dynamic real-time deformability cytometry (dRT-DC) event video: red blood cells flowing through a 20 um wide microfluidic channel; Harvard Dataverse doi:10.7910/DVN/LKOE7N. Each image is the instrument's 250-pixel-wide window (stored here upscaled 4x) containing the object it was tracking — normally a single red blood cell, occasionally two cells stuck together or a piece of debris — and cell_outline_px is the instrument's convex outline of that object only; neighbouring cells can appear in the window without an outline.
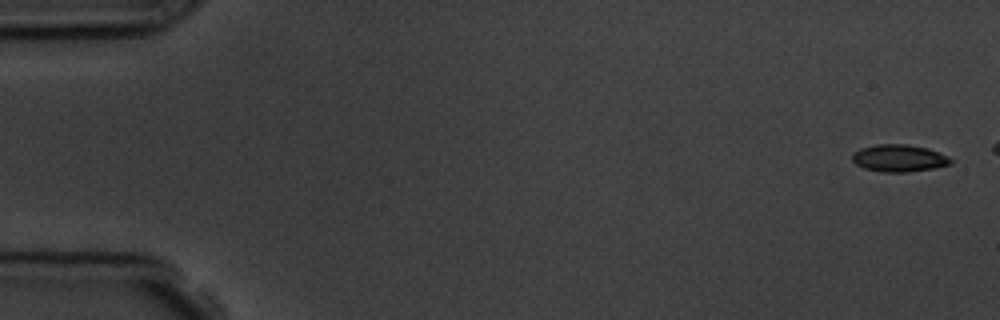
{"species": "common noctule bat (a hibernating species)", "species_latin": "Nyctalus noctula", "temperature_condition": "room temperature", "stored_images_in_passage": 6, "camera_frame_rate_fps": 3000, "um_per_image_px": 0.085, "animal": {"sex": "male", "body_mass_g": 19.5, "forearm_length_mm": 54.6}, "frame": {"image": 1, "passage_image": 1, "time_ms": 0.0, "image_size_px": [1000, 320], "cell_outline_px": [[956, 160], [952, 164], [932, 168], [908, 172], [880, 172], [864, 168], [856, 164], [852, 160], [852, 152], [860, 148], [876, 144], [908, 144], [928, 148], [948, 156]], "centroid_in_image_um": [76.43, 13.44], "position_along_channel_um": 8.6, "area_um2": 15.84}}